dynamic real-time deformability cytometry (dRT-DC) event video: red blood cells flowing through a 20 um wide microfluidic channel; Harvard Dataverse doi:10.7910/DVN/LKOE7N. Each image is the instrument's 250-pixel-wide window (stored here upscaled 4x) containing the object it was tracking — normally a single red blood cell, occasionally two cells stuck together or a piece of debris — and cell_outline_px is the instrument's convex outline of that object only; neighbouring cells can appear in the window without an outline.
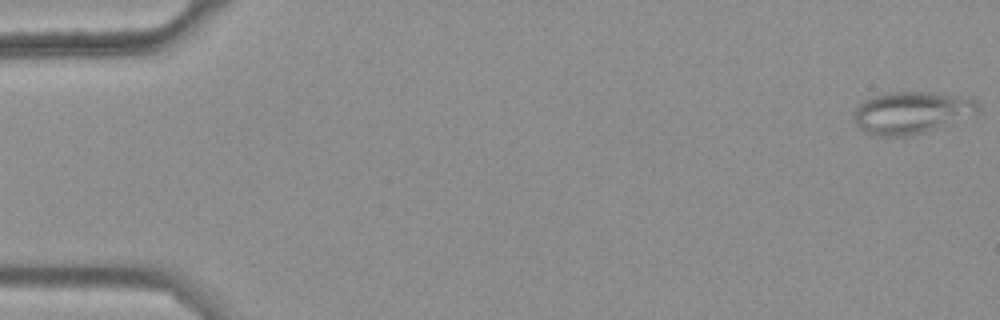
{"species": "common noctule bat (a hibernating species)", "species_latin": "Nyctalus noctula", "temperature_condition": "warm", "stored_images_in_passage": 49, "camera_frame_rate_fps": 3000, "um_per_image_px": 0.085, "animal": {"sex": "female", "body_mass_g": 25.1}, "frame": {"image": 1, "passage_image": 1, "time_ms": 0.0, "image_size_px": [1000, 320], "cell_outline_px": [[980, 112], [972, 116], [924, 132], [908, 136], [876, 136], [864, 132], [852, 120], [852, 112], [864, 100], [872, 96], [888, 92], [932, 92], [968, 96], [976, 100], [980, 104]], "centroid_in_image_um": [77.49, 9.56], "position_along_channel_um": 7.5, "area_um2": 31.04}}
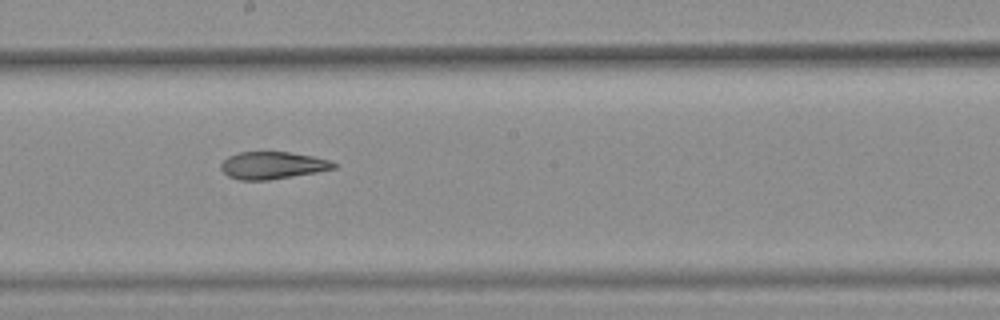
{"frame": {"image": 2, "passage_image": 31, "time_ms": 10.0, "image_size_px": [1000, 320], "cell_outline_px": [[336, 168], [316, 172], [268, 180], [240, 180], [228, 176], [220, 168], [220, 164], [228, 156], [240, 152], [288, 152], [312, 156], [328, 160], [336, 164]], "centroid_in_image_um": [23.13, 14.05], "position_along_channel_um": 225.1, "area_um2": 17.74}}
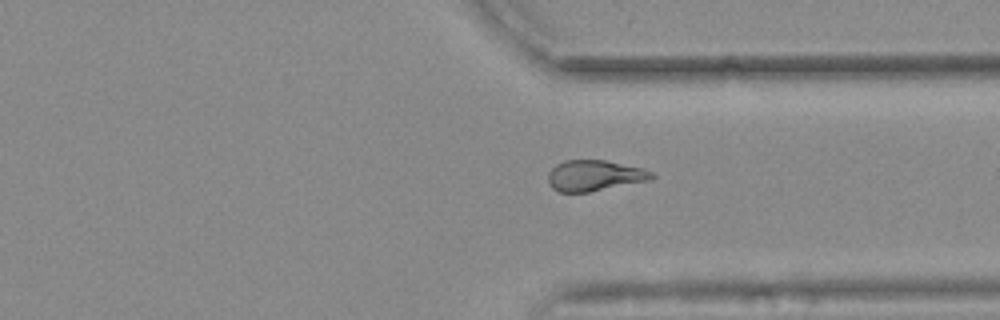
{"frame": {"image": 3, "passage_image": 42, "time_ms": 13.667, "image_size_px": [1000, 320], "cell_outline_px": [[656, 176], [648, 180], [588, 192], [560, 192], [552, 188], [548, 184], [548, 172], [556, 164], [564, 160], [604, 160], [644, 168], [652, 172]], "centroid_in_image_um": [50.5, 14.91], "position_along_channel_um": 360.9, "area_um2": 18.55}, "authors_computed_cell_mechanics": {"area_um2": 19.3052, "velocity_mm_per_s": 3.6934, "shape_relaxation_time_tau1_ms": null, "shape_relaxation_time_tau2_ms": 3.2382, "deformation_change_tau1": null, "deformation_change_tau2": 0.1157}}